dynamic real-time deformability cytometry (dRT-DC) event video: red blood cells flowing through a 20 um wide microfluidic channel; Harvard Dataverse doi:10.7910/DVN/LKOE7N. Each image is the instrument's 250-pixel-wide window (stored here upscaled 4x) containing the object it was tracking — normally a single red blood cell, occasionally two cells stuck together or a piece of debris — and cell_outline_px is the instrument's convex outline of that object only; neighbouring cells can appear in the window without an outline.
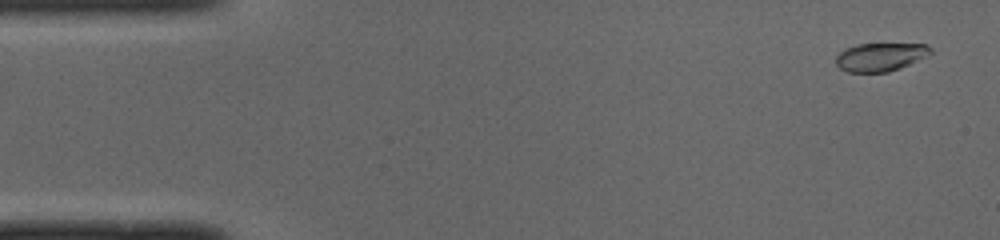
{"species": "common noctule bat (a hibernating species)", "species_latin": "Nyctalus noctula", "temperature_condition": "cold", "stored_images_in_passage": 50, "camera_frame_rate_fps": 3000, "um_per_image_px": 0.085, "animal": {"sex": "male", "body_mass_g": 19.0, "forearm_length_mm": 50.8}, "frame": {"image": 1, "passage_image": 2, "time_ms": 0.333, "image_size_px": [1000, 240], "cell_outline_px": [[932, 52], [900, 68], [888, 72], [848, 72], [840, 68], [836, 64], [836, 56], [840, 52], [856, 44], [924, 44], [932, 48]], "centroid_in_image_um": [74.8, 4.84], "position_along_channel_um": 10.2, "area_um2": 15.32}}
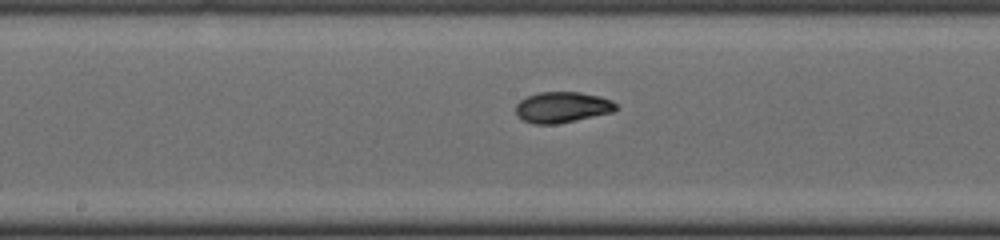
{"frame": {"image": 2, "passage_image": 25, "time_ms": 8.0, "image_size_px": [1000, 240], "cell_outline_px": [[616, 108], [612, 112], [556, 124], [532, 124], [524, 120], [516, 112], [516, 104], [520, 100], [528, 96], [540, 92], [580, 92], [600, 96], [612, 100], [616, 104]], "centroid_in_image_um": [47.78, 9.11], "position_along_channel_um": 200.4, "area_um2": 17.8}}
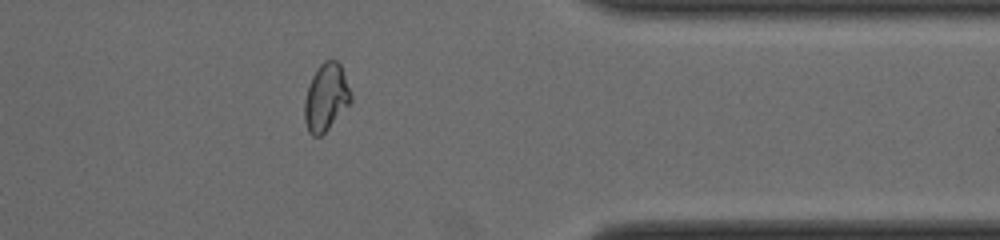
{"frame": {"image": 3, "passage_image": 40, "time_ms": 13.0, "image_size_px": [1000, 240], "cell_outline_px": [[352, 100], [328, 128], [320, 136], [312, 136], [308, 132], [304, 120], [304, 100], [312, 76], [316, 68], [324, 60], [336, 60], [340, 64], [352, 92]], "centroid_in_image_um": [27.7, 8.26], "position_along_channel_um": 383.7, "area_um2": 18.15}, "authors_computed_cell_mechanics": {"area_um2": 17.8024, "velocity_mm_per_s": 3.9811, "shape_relaxation_time_tau1_ms": 6.8066, "shape_relaxation_time_tau2_ms": 1.9919, "deformation_change_tau1": 0.1912, "deformation_change_tau2": 0.0585}}